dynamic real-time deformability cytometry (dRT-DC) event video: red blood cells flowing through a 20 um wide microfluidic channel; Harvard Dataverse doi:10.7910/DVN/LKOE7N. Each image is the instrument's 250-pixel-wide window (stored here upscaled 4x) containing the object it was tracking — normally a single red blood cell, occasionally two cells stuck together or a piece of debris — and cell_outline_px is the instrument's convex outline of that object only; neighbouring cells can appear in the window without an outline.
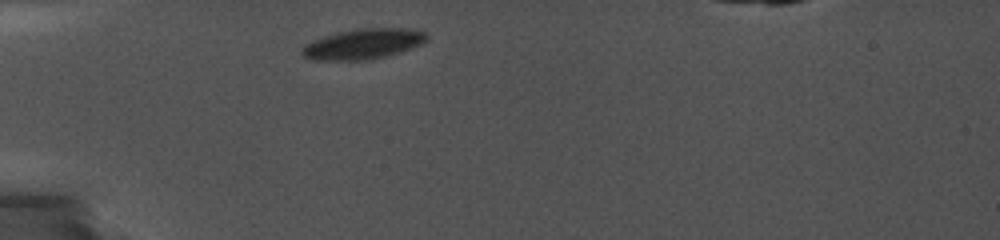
{"species": "common noctule bat (a hibernating species)", "species_latin": "Nyctalus noctula", "temperature_condition": "cold", "stored_images_in_passage": 18, "camera_frame_rate_fps": 5000, "um_per_image_px": 0.085, "animal": {"sex": "female", "body_mass_g": 19.0, "forearm_length_mm": 56.7}, "frame": {"image": 1, "passage_image": 1, "time_ms": 0.0, "image_size_px": [1000, 240], "cell_outline_px": [[428, 40], [412, 48], [400, 52], [368, 60], [316, 60], [304, 56], [300, 52], [300, 48], [304, 44], [324, 36], [336, 32], [360, 28], [412, 28], [428, 32]], "centroid_in_image_um": [30.89, 3.72], "position_along_channel_um": 54.1, "area_um2": 22.25}}
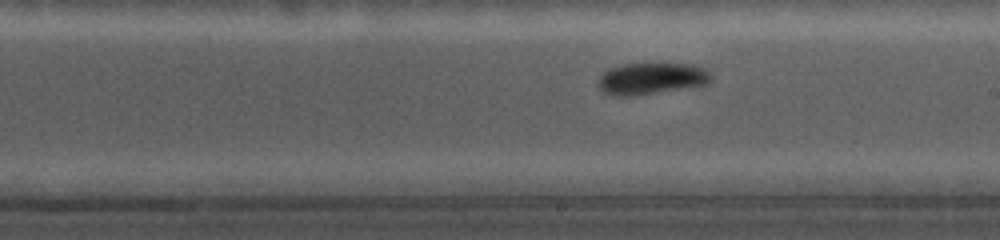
{"frame": {"image": 2, "passage_image": 16, "time_ms": 5.4, "image_size_px": [1000, 240], "cell_outline_px": [[712, 80], [708, 84], [640, 96], [612, 96], [604, 92], [600, 88], [600, 76], [608, 68], [624, 64], [692, 64], [708, 72], [712, 76]], "centroid_in_image_um": [55.37, 6.7], "position_along_channel_um": 233.6, "area_um2": 20.81}}